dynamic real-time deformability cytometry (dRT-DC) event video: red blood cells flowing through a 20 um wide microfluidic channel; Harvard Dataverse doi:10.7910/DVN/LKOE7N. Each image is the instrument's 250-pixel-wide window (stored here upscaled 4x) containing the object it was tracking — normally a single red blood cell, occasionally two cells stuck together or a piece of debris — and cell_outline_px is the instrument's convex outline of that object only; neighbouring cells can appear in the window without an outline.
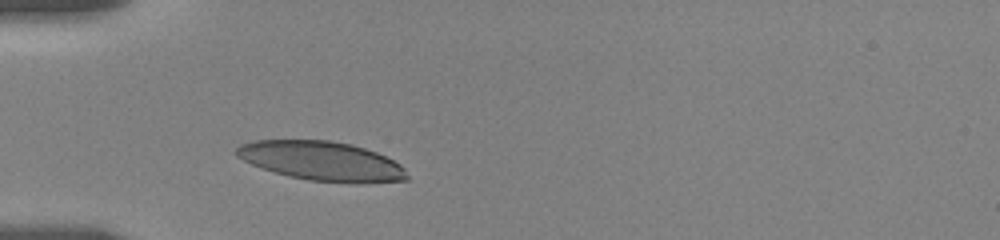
{"species": "human", "species_latin": "Homo sapiens", "temperature_condition": "room temperature", "stored_images_in_passage": 10, "camera_frame_rate_fps": 3000, "um_per_image_px": 0.085, "donor": {"sex": "female"}, "frame": {"image": 1, "passage_image": 3, "time_ms": 2.0, "image_size_px": [1000, 240], "cell_outline_px": [[408, 180], [356, 184], [308, 180], [288, 176], [252, 164], [236, 156], [232, 152], [240, 144], [256, 140], [328, 140], [352, 144], [376, 152], [400, 164], [404, 168], [408, 176]], "centroid_in_image_um": [27.35, 13.69], "position_along_channel_um": 57.7, "area_um2": 39.13}}
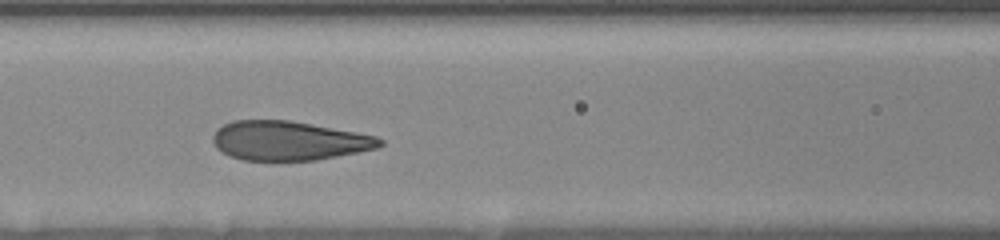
{"frame": {"image": 2, "passage_image": 6, "time_ms": 4.667, "image_size_px": [1000, 240], "cell_outline_px": [[384, 144], [380, 148], [316, 160], [244, 160], [232, 156], [216, 148], [212, 140], [212, 136], [216, 128], [232, 120], [288, 120], [312, 124], [356, 132], [376, 136], [384, 140]], "centroid_in_image_um": [24.56, 11.95], "position_along_channel_um": 142.0, "area_um2": 38.21}}
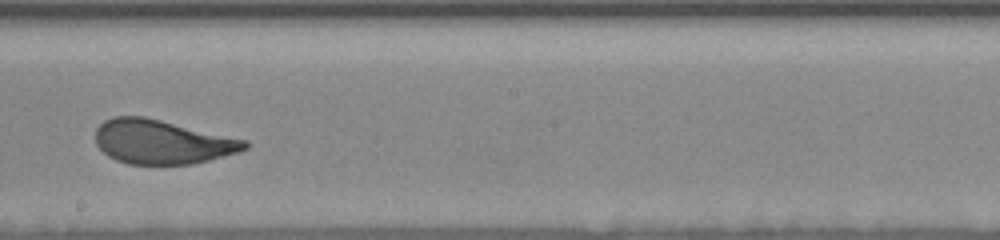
{"frame": {"image": 3, "passage_image": 9, "time_ms": 7.333, "image_size_px": [1000, 240], "cell_outline_px": [[248, 148], [236, 152], [208, 160], [192, 164], [128, 164], [116, 160], [108, 156], [96, 144], [96, 128], [104, 120], [112, 116], [144, 116], [248, 140]], "centroid_in_image_um": [13.75, 12.05], "position_along_channel_um": 234.5, "area_um2": 38.32}}